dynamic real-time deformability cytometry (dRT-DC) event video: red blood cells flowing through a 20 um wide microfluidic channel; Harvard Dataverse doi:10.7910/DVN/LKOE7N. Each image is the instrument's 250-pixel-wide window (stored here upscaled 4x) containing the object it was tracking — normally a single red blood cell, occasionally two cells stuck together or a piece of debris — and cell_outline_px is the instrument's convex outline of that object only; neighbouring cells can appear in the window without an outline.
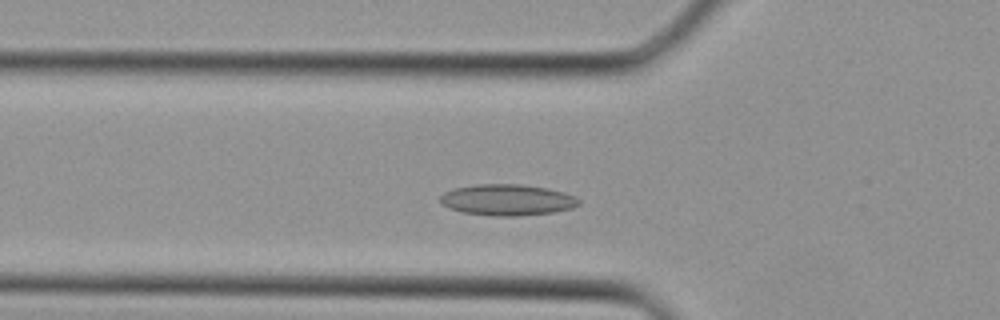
{"species": "Egyptian fruit bat (a non-hibernating species)", "species_latin": "Rousettus aegyptiacus", "temperature_condition": "cold", "stored_images_in_passage": 31, "camera_frame_rate_fps": 3000, "um_per_image_px": 0.085, "animal": {"sex": "female"}, "frame": {"image": 1, "passage_image": 5, "time_ms": 1.333, "image_size_px": [1000, 320], "cell_outline_px": [[580, 204], [572, 208], [552, 212], [520, 216], [492, 216], [464, 212], [448, 208], [440, 204], [440, 196], [444, 192], [456, 188], [476, 184], [520, 184], [548, 188], [564, 192], [576, 196], [580, 200]], "centroid_in_image_um": [43.13, 16.99], "position_along_channel_um": 82.7, "area_um2": 25.32}}
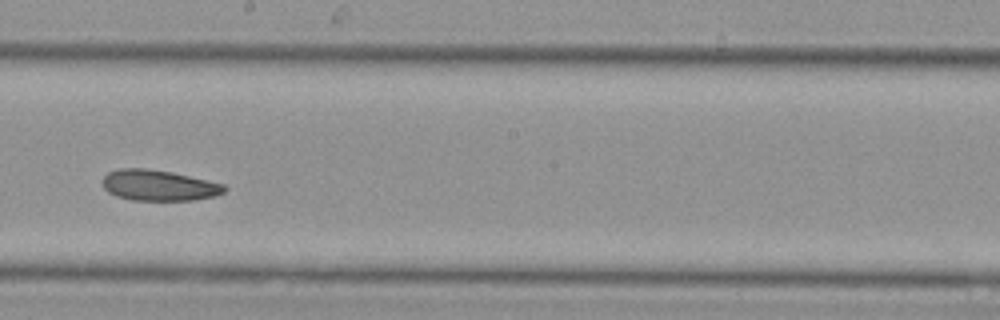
{"frame": {"image": 2, "passage_image": 14, "time_ms": 4.333, "image_size_px": [1000, 320], "cell_outline_px": [[228, 188], [224, 192], [216, 196], [196, 200], [132, 200], [116, 196], [108, 192], [104, 188], [100, 180], [108, 172], [120, 168], [144, 168], [172, 172], [208, 180], [224, 184]], "centroid_in_image_um": [13.49, 15.75], "position_along_channel_um": 234.7, "area_um2": 22.08}}
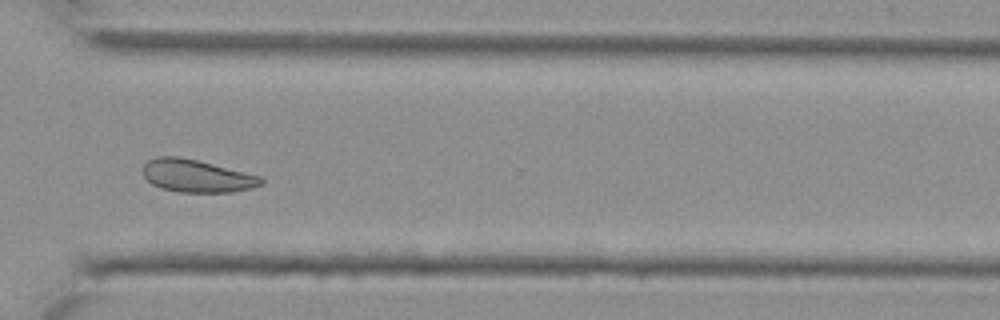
{"frame": {"image": 3, "passage_image": 21, "time_ms": 6.667, "image_size_px": [1000, 320], "cell_outline_px": [[264, 184], [252, 188], [232, 192], [180, 192], [160, 188], [152, 184], [144, 176], [144, 164], [148, 160], [156, 156], [180, 156], [260, 176], [264, 180]], "centroid_in_image_um": [16.72, 14.96], "position_along_channel_um": 353.9, "area_um2": 22.37}}